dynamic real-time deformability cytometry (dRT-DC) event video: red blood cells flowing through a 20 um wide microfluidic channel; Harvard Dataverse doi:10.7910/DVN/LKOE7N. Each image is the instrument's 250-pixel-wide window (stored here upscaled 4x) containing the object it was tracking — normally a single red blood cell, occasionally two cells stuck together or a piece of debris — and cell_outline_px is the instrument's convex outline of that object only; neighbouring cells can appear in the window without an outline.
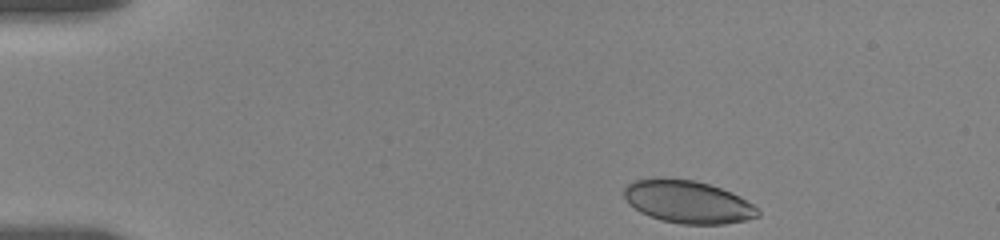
{"species": "human", "species_latin": "Homo sapiens", "temperature_condition": "room temperature", "stored_images_in_passage": 43, "camera_frame_rate_fps": 3000, "um_per_image_px": 0.085, "donor": {"sex": "female"}, "frame": {"image": 1, "passage_image": 1, "time_ms": 0.0, "image_size_px": [1000, 240], "cell_outline_px": [[760, 216], [744, 220], [724, 224], [680, 224], [660, 220], [648, 216], [640, 212], [628, 204], [624, 196], [624, 184], [632, 180], [652, 176], [660, 176], [696, 180], [732, 192], [740, 196], [752, 204], [760, 212]], "centroid_in_image_um": [58.38, 17.12], "position_along_channel_um": 26.6, "area_um2": 33.99}}
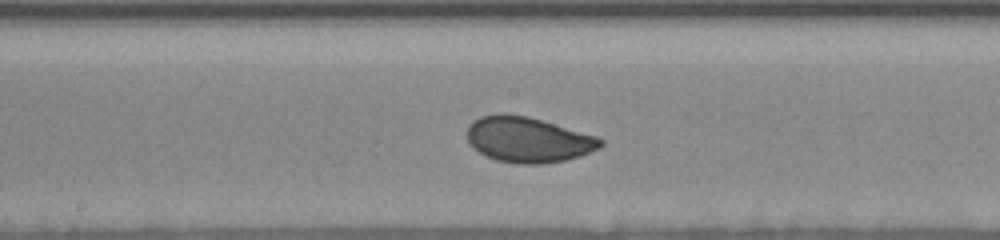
{"frame": {"image": 2, "passage_image": 23, "time_ms": 7.333, "image_size_px": [1000, 240], "cell_outline_px": [[604, 144], [600, 148], [580, 156], [564, 160], [540, 164], [520, 164], [496, 160], [472, 148], [468, 140], [468, 124], [472, 120], [480, 116], [500, 112], [504, 112], [528, 116], [596, 136], [604, 140]], "centroid_in_image_um": [44.87, 11.85], "position_along_channel_um": 203.3, "area_um2": 35.49}}
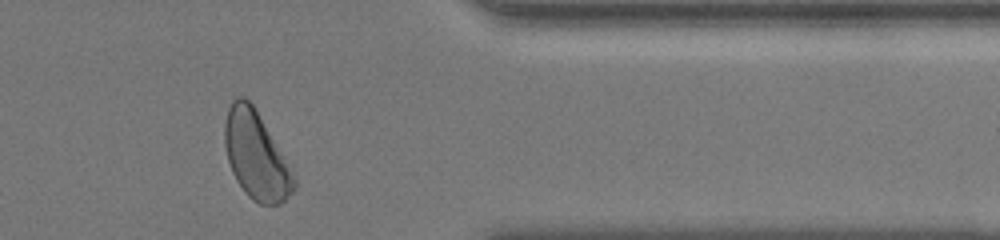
{"frame": {"image": 3, "passage_image": 40, "time_ms": 13.0, "image_size_px": [1000, 240], "cell_outline_px": [[296, 188], [280, 204], [260, 204], [252, 200], [244, 192], [236, 180], [232, 172], [228, 160], [224, 144], [224, 124], [228, 108], [232, 100], [236, 96], [244, 96], [252, 104], [296, 180]], "centroid_in_image_um": [21.71, 13.23], "position_along_channel_um": 389.7, "area_um2": 34.51}, "authors_computed_cell_mechanics": {"area_um2": 34.6222, "velocity_mm_per_s": 3.5048, "shape_relaxation_time_tau1_ms": 5.4183, "shape_relaxation_time_tau2_ms": null, "deformation_change_tau1": 0.1214, "deformation_change_tau2": null}}